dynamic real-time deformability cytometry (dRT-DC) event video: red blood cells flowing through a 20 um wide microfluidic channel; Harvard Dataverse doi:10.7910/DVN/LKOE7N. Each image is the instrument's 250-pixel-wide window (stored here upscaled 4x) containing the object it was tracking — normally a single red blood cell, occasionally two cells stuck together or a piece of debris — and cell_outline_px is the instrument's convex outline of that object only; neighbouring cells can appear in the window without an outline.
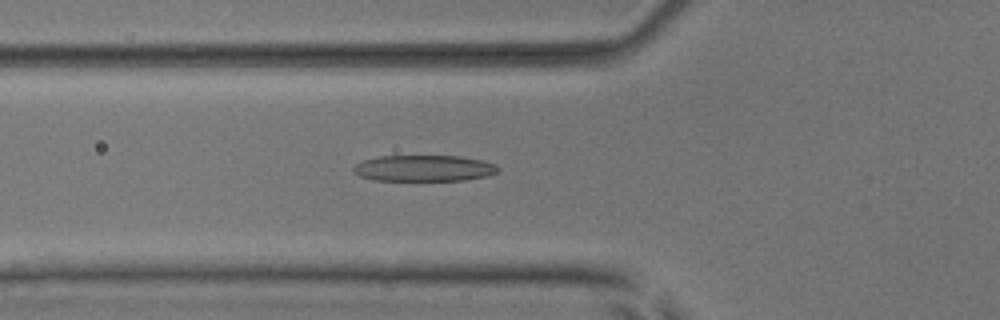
{"species": "common noctule bat (a hibernating species)", "species_latin": "Nyctalus noctula", "temperature_condition": "room temperature", "stored_images_in_passage": 28, "camera_frame_rate_fps": 3000, "um_per_image_px": 0.085, "animal": {"sex": "male", "body_mass_g": 17.9, "forearm_length_mm": 54.2}, "frame": {"image": 1, "passage_image": 12, "time_ms": 3.667, "image_size_px": [1000, 320], "cell_outline_px": [[496, 172], [484, 176], [464, 180], [372, 180], [360, 176], [352, 168], [356, 164], [364, 160], [380, 156], [460, 156], [480, 160], [496, 164]], "centroid_in_image_um": [35.99, 14.29], "position_along_channel_um": 89.8, "area_um2": 21.68}}
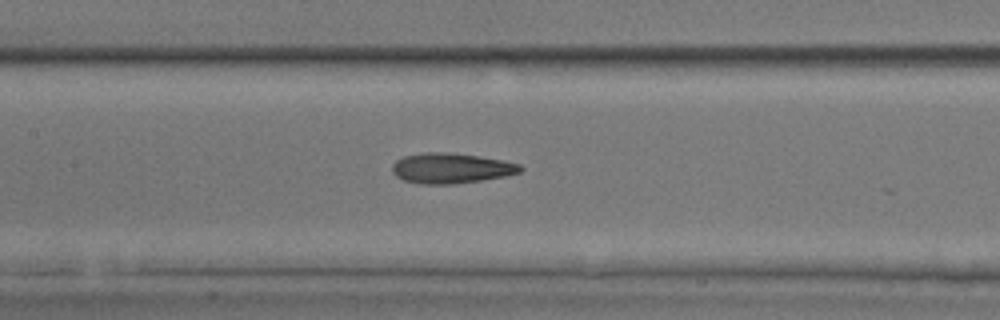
{"frame": {"image": 2, "passage_image": 18, "time_ms": 5.667, "image_size_px": [1000, 320], "cell_outline_px": [[524, 168], [520, 172], [504, 176], [480, 180], [452, 184], [424, 184], [404, 180], [396, 176], [392, 172], [392, 164], [396, 160], [404, 156], [424, 152], [444, 152], [476, 156], [500, 160], [520, 164]], "centroid_in_image_um": [38.31, 14.3], "position_along_channel_um": 169.1, "area_um2": 22.31}}
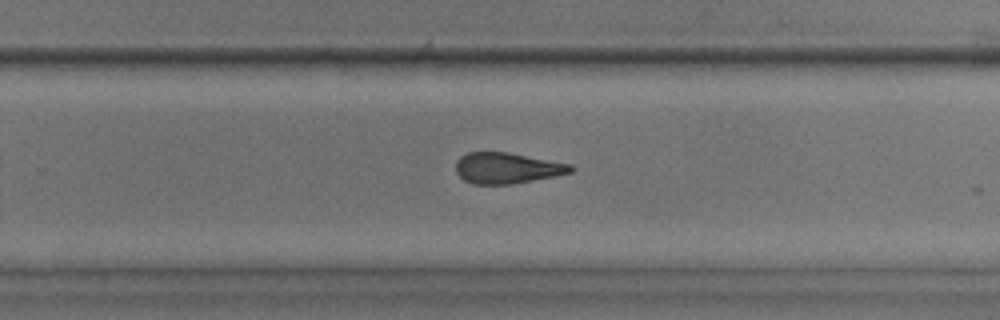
{"frame": {"image": 3, "passage_image": 27, "time_ms": 8.667, "image_size_px": [1000, 320], "cell_outline_px": [[576, 168], [572, 172], [556, 176], [512, 184], [472, 184], [464, 180], [456, 172], [456, 160], [460, 156], [468, 152], [508, 152], [572, 164]], "centroid_in_image_um": [43.11, 14.28], "position_along_channel_um": 286.7, "area_um2": 20.87}}